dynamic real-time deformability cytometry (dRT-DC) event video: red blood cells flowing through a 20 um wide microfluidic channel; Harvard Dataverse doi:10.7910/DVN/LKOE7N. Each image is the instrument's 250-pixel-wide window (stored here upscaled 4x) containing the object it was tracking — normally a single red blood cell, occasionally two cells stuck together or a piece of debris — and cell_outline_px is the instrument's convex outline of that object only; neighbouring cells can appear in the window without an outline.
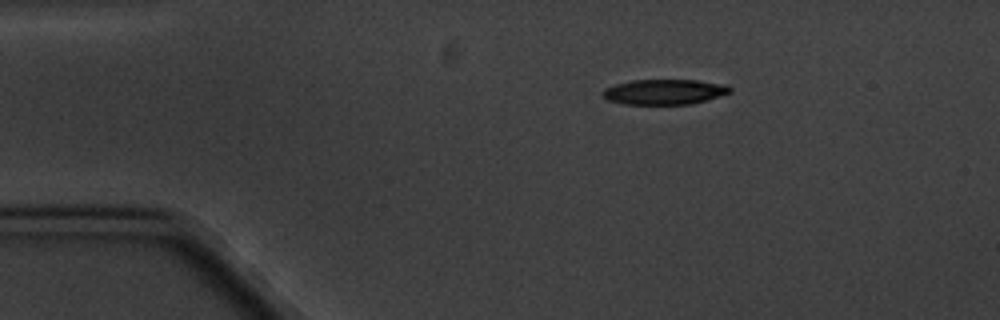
{"species": "common noctule bat (a hibernating species)", "species_latin": "Nyctalus noctula", "temperature_condition": "cold", "stored_images_in_passage": 4, "camera_frame_rate_fps": 3000, "um_per_image_px": 0.085, "animal": {"sex": "male", "body_mass_g": 20.1, "forearm_length_mm": 53.5}, "frame": {"image": 1, "passage_image": 2, "time_ms": 1.333, "image_size_px": [1000, 320], "cell_outline_px": [[732, 92], [692, 104], [624, 104], [608, 100], [600, 92], [604, 88], [616, 84], [632, 80], [696, 80], [728, 84], [732, 88]], "centroid_in_image_um": [56.49, 7.8], "position_along_channel_um": 28.5, "area_um2": 18.79}}
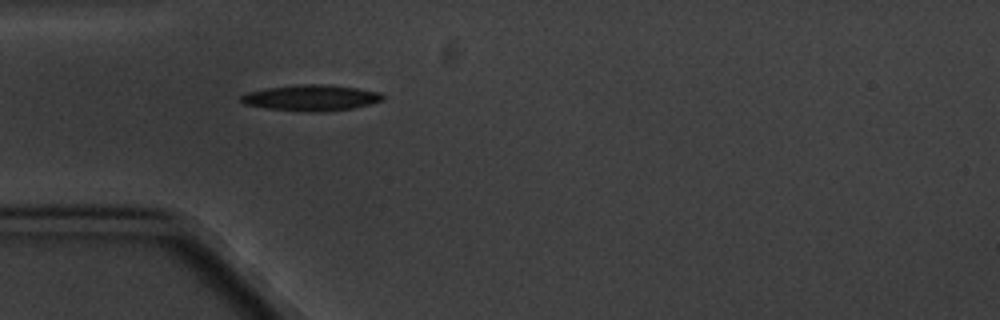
{"frame": {"image": 2, "passage_image": 4, "time_ms": 3.667, "image_size_px": [1000, 320], "cell_outline_px": [[384, 100], [356, 108], [324, 112], [308, 112], [268, 108], [244, 104], [240, 100], [240, 96], [248, 92], [268, 88], [304, 84], [324, 84], [356, 88], [380, 92], [384, 96]], "centroid_in_image_um": [26.49, 8.32], "position_along_channel_um": 58.5, "area_um2": 21.39}}